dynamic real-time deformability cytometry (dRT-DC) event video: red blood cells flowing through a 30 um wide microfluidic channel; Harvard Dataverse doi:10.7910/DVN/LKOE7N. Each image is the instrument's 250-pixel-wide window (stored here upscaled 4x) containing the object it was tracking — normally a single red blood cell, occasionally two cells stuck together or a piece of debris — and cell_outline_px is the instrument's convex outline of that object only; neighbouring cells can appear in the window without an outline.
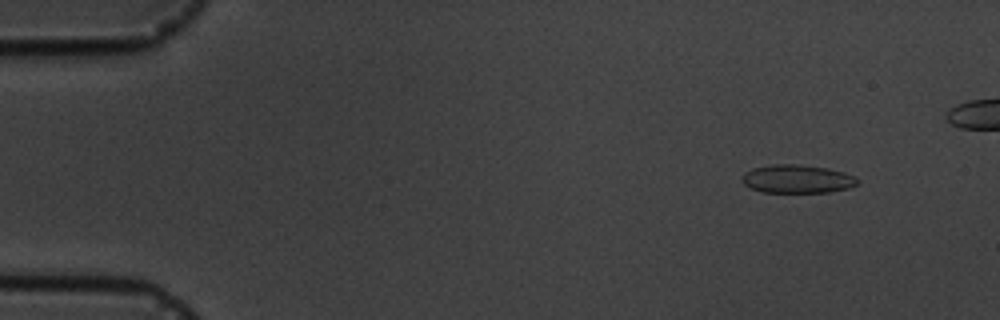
{"species": "common noctule bat (a hibernating species)", "species_latin": "Nyctalus noctula", "temperature_condition": "cold", "stored_images_in_passage": 5, "camera_frame_rate_fps": 3000, "um_per_image_px": 0.085, "animal": {"sex": "male", "body_mass_g": 19.5, "forearm_length_mm": 54.6}, "frame": {"image": 1, "passage_image": 1, "time_ms": 0.0, "image_size_px": [1000, 320], "cell_outline_px": [[860, 180], [856, 184], [848, 188], [828, 192], [760, 192], [744, 184], [740, 180], [740, 176], [744, 172], [752, 168], [772, 164], [800, 164], [828, 168], [844, 172], [856, 176]], "centroid_in_image_um": [67.74, 15.2], "position_along_channel_um": 17.3, "area_um2": 19.31}}